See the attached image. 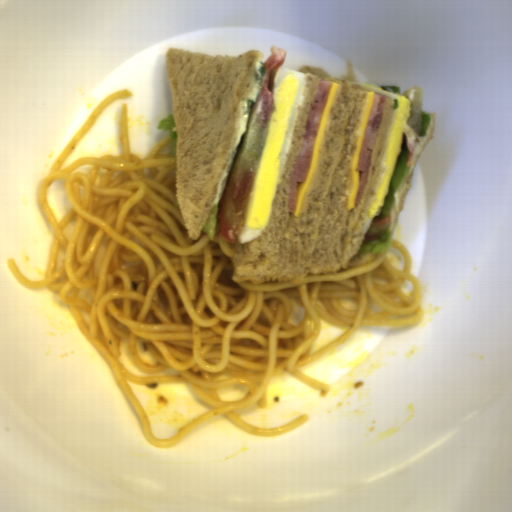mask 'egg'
I'll use <instances>...</instances> for the list:
<instances>
[{"mask_svg":"<svg viewBox=\"0 0 512 512\" xmlns=\"http://www.w3.org/2000/svg\"><path fill=\"white\" fill-rule=\"evenodd\" d=\"M305 85L303 73L284 67L276 71L269 82L272 105L267 136L247 209L236 235L237 242L243 244L256 238L269 221L292 144L297 109L303 103Z\"/></svg>","mask_w":512,"mask_h":512,"instance_id":"obj_1","label":"egg"},{"mask_svg":"<svg viewBox=\"0 0 512 512\" xmlns=\"http://www.w3.org/2000/svg\"><path fill=\"white\" fill-rule=\"evenodd\" d=\"M362 86L383 93L395 101L394 117L387 134L385 151L382 158L385 173L382 175L381 182L376 188L374 200L369 206L367 219L362 226V231L365 234L370 228L374 218L382 211L386 196L389 194L391 179L397 164L398 156L402 150L404 129L408 123V117L412 106L410 99L406 96L386 91L377 85L363 84Z\"/></svg>","mask_w":512,"mask_h":512,"instance_id":"obj_2","label":"egg"}]
</instances>
